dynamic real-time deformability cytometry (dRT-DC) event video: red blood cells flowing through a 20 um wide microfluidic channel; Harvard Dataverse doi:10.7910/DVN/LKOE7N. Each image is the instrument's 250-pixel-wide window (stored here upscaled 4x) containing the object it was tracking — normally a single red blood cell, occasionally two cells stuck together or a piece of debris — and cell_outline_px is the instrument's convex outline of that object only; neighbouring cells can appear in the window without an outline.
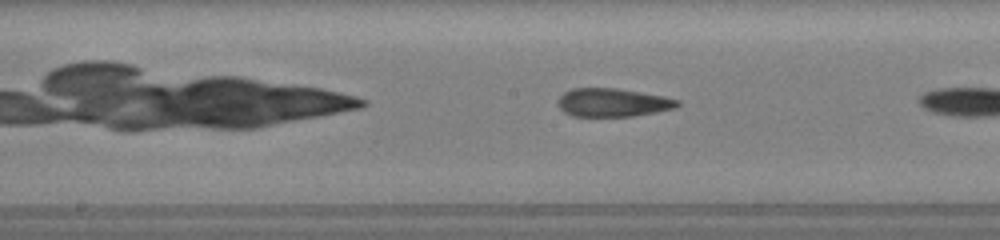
{"species": "common noctule bat (a hibernating species)", "species_latin": "Nyctalus noctula", "temperature_condition": "room temperature", "stored_images_in_passage": 27, "camera_frame_rate_fps": 3000, "um_per_image_px": 0.085, "animal": {"sex": "female", "body_mass_g": 19.5, "forearm_length_mm": 54.1}, "frame": {"image": 1, "passage_image": 12, "time_ms": 3.667, "image_size_px": [1000, 240], "cell_outline_px": [[680, 104], [676, 108], [656, 112], [632, 116], [572, 116], [564, 112], [560, 108], [556, 100], [564, 92], [572, 88], [616, 88], [660, 96], [680, 100]], "centroid_in_image_um": [52.05, 8.72], "position_along_channel_um": 196.2, "area_um2": 19.65}}